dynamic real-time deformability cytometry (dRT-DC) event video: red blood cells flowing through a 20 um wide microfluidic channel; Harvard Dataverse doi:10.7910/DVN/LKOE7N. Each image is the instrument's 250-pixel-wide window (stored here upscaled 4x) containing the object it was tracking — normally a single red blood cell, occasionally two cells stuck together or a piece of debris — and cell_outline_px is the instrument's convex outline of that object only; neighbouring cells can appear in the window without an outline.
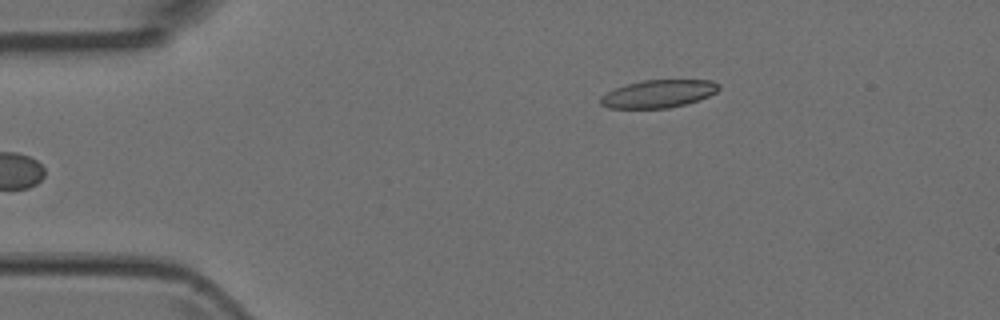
{"species": "Egyptian fruit bat (a non-hibernating species)", "species_latin": "Rousettus aegyptiacus", "temperature_condition": "room temperature", "stored_images_in_passage": 4, "camera_frame_rate_fps": 3000, "um_per_image_px": 0.085, "animal": {"sex": "female"}, "frame": {"image": 1, "passage_image": 4, "time_ms": 1.0, "image_size_px": [1000, 320], "cell_outline_px": [[720, 88], [716, 92], [708, 96], [684, 104], [668, 108], [608, 108], [600, 104], [600, 96], [616, 88], [628, 84], [644, 80], [712, 80], [720, 84]], "centroid_in_image_um": [55.97, 7.97], "position_along_channel_um": 29.0, "area_um2": 18.96}}